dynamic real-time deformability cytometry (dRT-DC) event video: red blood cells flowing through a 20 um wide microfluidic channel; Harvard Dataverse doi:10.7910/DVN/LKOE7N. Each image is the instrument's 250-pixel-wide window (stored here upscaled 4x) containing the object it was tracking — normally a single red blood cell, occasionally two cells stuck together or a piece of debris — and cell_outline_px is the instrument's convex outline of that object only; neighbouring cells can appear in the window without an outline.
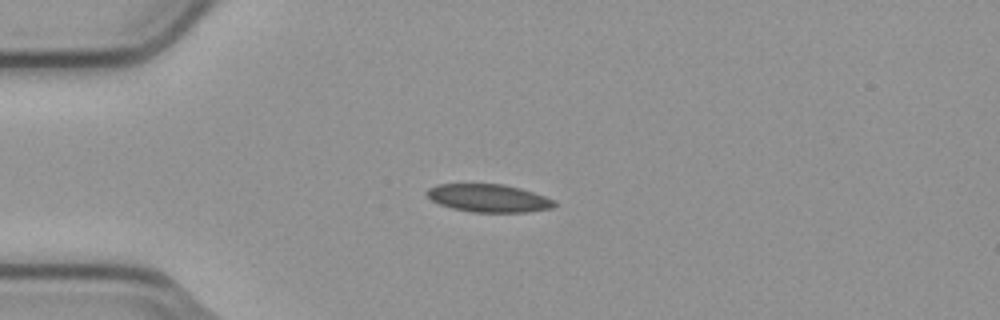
{"species": "common noctule bat (a hibernating species)", "species_latin": "Nyctalus noctula", "temperature_condition": "cold", "stored_images_in_passage": 3, "camera_frame_rate_fps": 3000, "um_per_image_px": 0.085, "animal": {"sex": "male", "body_mass_g": 23.1, "forearm_length_mm": 52.7}, "frame": {"image": 1, "passage_image": 3, "time_ms": 0.667, "image_size_px": [1000, 320], "cell_outline_px": [[556, 204], [552, 208], [528, 212], [472, 212], [452, 208], [440, 204], [432, 200], [424, 192], [428, 188], [436, 184], [504, 184], [520, 188], [544, 196], [552, 200]], "centroid_in_image_um": [41.49, 16.84], "position_along_channel_um": 43.5, "area_um2": 20.63}}